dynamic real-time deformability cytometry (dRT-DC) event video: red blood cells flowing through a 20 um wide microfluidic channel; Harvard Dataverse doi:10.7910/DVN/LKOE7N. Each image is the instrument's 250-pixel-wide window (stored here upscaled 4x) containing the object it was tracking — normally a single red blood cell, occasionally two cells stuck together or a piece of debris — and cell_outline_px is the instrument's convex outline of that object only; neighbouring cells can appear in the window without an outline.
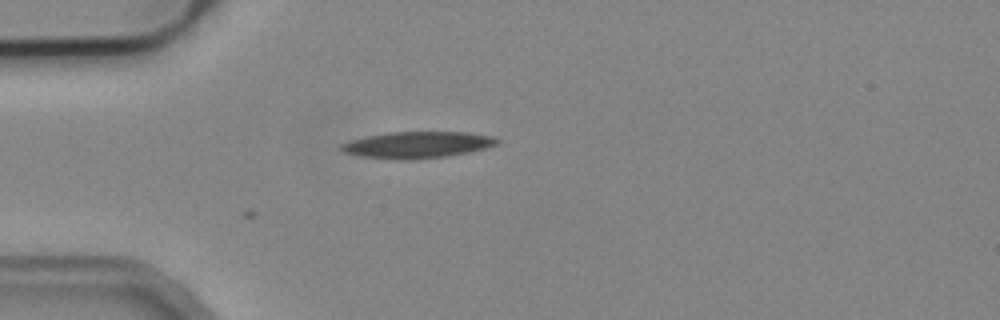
{"species": "common noctule bat (a hibernating species)", "species_latin": "Nyctalus noctula", "temperature_condition": "cold", "stored_images_in_passage": 3, "camera_frame_rate_fps": 3000, "um_per_image_px": 0.085, "animal": {"sex": "male", "body_mass_g": 19.2, "forearm_length_mm": 51.8}, "frame": {"image": 1, "passage_image": 3, "time_ms": 0.667, "image_size_px": [1000, 320], "cell_outline_px": [[500, 140], [496, 144], [484, 148], [468, 152], [444, 156], [408, 160], [360, 156], [344, 152], [340, 148], [340, 144], [352, 140], [368, 136], [388, 132], [468, 132], [492, 136]], "centroid_in_image_um": [35.47, 12.3], "position_along_channel_um": 49.5, "area_um2": 23.7}}